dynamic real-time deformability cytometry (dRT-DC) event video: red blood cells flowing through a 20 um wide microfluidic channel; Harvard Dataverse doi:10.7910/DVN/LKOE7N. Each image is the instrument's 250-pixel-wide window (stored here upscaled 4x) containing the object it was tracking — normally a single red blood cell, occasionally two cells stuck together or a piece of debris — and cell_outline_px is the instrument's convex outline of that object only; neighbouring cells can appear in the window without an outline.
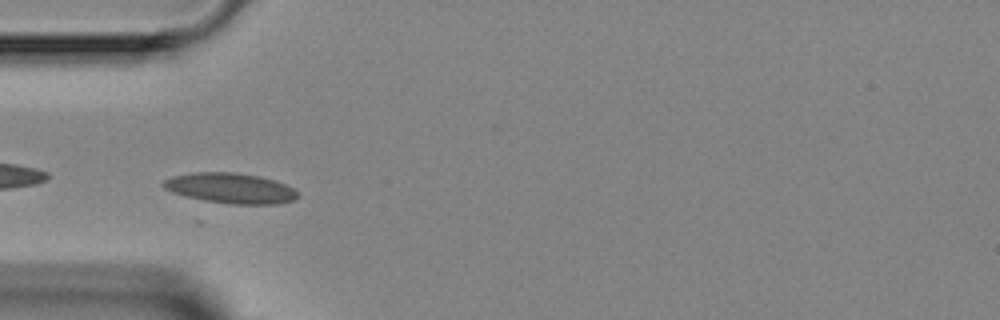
{"species": "Egyptian fruit bat (a non-hibernating species)", "species_latin": "Rousettus aegyptiacus", "temperature_condition": "room temperature", "stored_images_in_passage": 6, "camera_frame_rate_fps": 3000, "um_per_image_px": 0.085, "animal": {"sex": "female"}, "frame": {"image": 1, "passage_image": 3, "time_ms": 2.333, "image_size_px": [1000, 320], "cell_outline_px": [[300, 196], [296, 200], [276, 204], [232, 204], [204, 200], [172, 192], [164, 188], [160, 184], [164, 180], [172, 176], [192, 172], [236, 172], [260, 176], [276, 180], [300, 192]], "centroid_in_image_um": [19.63, 15.99], "position_along_channel_um": 65.4, "area_um2": 23.93}}
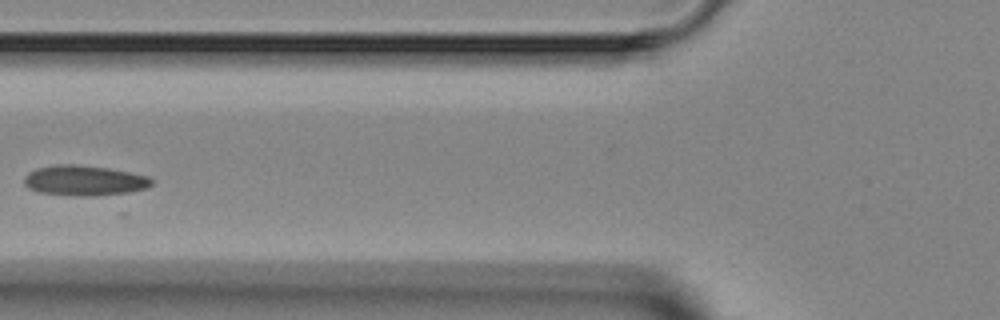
{"frame": {"image": 2, "passage_image": 4, "time_ms": 3.667, "image_size_px": [1000, 320], "cell_outline_px": [[152, 184], [148, 188], [120, 196], [72, 196], [40, 192], [28, 188], [24, 184], [24, 176], [28, 172], [36, 168], [56, 164], [76, 164], [108, 168], [148, 176], [152, 180]], "centroid_in_image_um": [7.21, 15.37], "position_along_channel_um": 118.6, "area_um2": 23.12}}
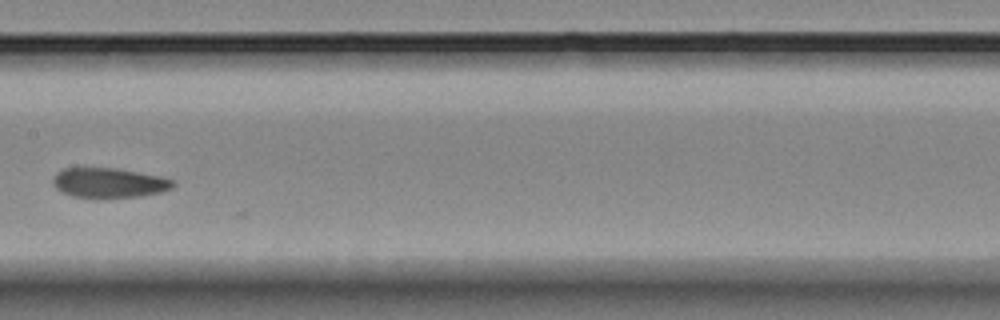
{"frame": {"image": 3, "passage_image": 6, "time_ms": 5.667, "image_size_px": [1000, 320], "cell_outline_px": [[176, 184], [172, 188], [160, 192], [140, 196], [100, 200], [96, 200], [72, 196], [56, 188], [52, 184], [52, 176], [56, 172], [64, 168], [116, 168], [160, 176], [172, 180]], "centroid_in_image_um": [9.22, 15.57], "position_along_channel_um": 198.2, "area_um2": 21.44}}